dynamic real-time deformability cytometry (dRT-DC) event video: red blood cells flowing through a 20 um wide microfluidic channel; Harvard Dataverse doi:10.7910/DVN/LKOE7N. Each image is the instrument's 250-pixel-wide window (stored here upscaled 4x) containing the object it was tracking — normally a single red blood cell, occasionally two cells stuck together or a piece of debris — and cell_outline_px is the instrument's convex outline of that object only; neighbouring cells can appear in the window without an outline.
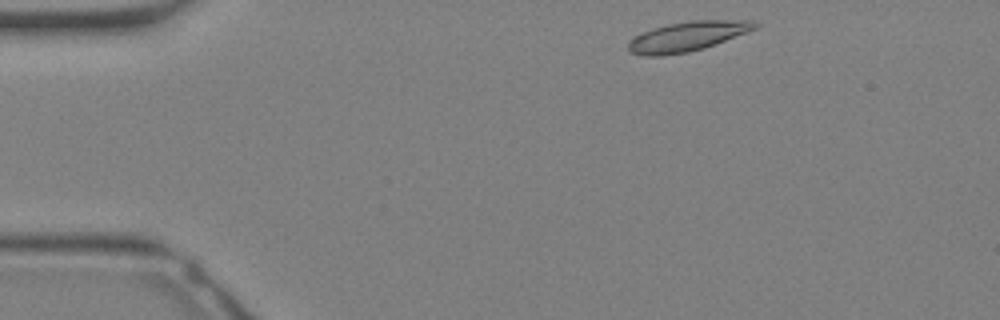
{"species": "Egyptian fruit bat (a non-hibernating species)", "species_latin": "Rousettus aegyptiacus", "temperature_condition": "warm", "stored_images_in_passage": 4, "camera_frame_rate_fps": 3000, "um_per_image_px": 0.085, "animal": {"sex": "female"}, "frame": {"image": 1, "passage_image": 1, "time_ms": 0.0, "image_size_px": [1000, 320], "cell_outline_px": [[760, 24], [756, 28], [716, 44], [704, 48], [688, 52], [664, 56], [644, 56], [628, 52], [628, 44], [632, 36], [668, 24], [688, 20], [752, 20]], "centroid_in_image_um": [58.4, 3.1], "position_along_channel_um": 26.6, "area_um2": 21.96}}